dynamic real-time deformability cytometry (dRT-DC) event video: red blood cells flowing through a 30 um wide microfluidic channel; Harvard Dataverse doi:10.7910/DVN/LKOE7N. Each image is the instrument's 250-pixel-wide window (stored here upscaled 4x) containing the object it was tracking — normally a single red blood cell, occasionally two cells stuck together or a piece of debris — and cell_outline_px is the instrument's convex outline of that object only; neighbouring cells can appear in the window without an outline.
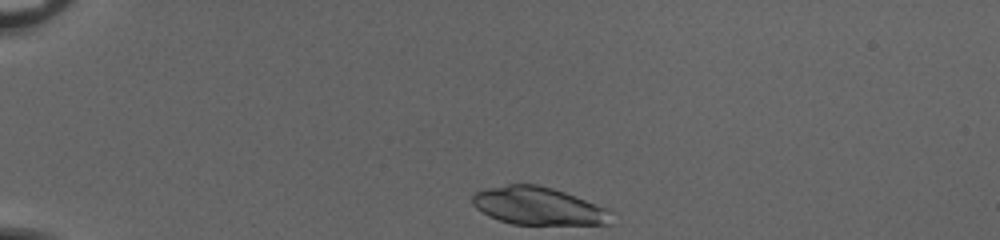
{"species": "common noctule bat (a hibernating species)", "species_latin": "Nyctalus noctula", "temperature_condition": "cold", "stored_images_in_passage": 40, "camera_frame_rate_fps": 3000, "um_per_image_px": 0.085, "animal": {"sex": "female", "body_mass_g": 20.0, "forearm_length_mm": 54.0}, "frame": {"image": 1, "passage_image": 1, "time_ms": 0.0, "image_size_px": [1000, 240], "cell_outline_px": [[612, 224], [512, 224], [488, 216], [476, 208], [472, 204], [472, 196], [476, 192], [488, 188], [508, 184], [536, 184], [552, 188], [612, 208]], "centroid_in_image_um": [45.82, 17.51], "position_along_channel_um": 39.2, "area_um2": 30.81}}
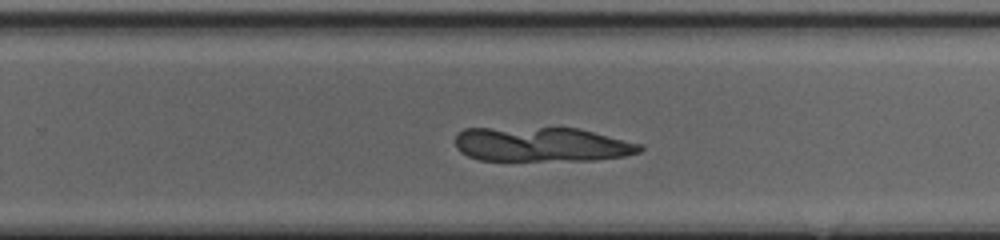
{"frame": {"image": 2, "passage_image": 24, "time_ms": 7.667, "image_size_px": [1000, 240], "cell_outline_px": [[644, 148], [640, 152], [624, 156], [596, 160], [480, 160], [468, 156], [460, 152], [456, 148], [456, 132], [464, 128], [580, 128], [644, 144]], "centroid_in_image_um": [46.07, 12.27], "position_along_channel_um": 283.7, "area_um2": 37.45}}
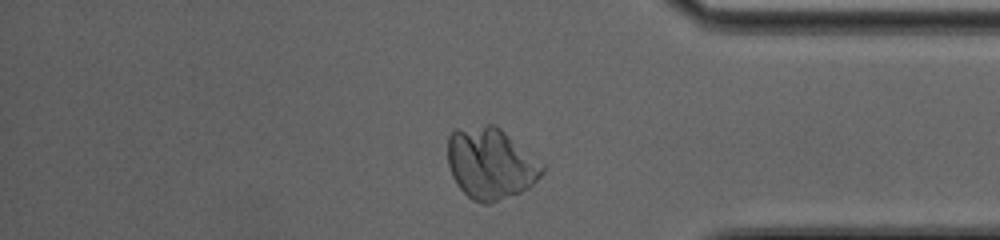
{"frame": {"image": 3, "passage_image": 33, "time_ms": 10.667, "image_size_px": [1000, 240], "cell_outline_px": [[544, 172], [528, 188], [520, 192], [488, 204], [484, 204], [472, 200], [456, 184], [452, 176], [448, 164], [448, 136], [456, 128], [488, 124], [496, 124], [544, 164]], "centroid_in_image_um": [41.69, 13.88], "position_along_channel_um": 393.5, "area_um2": 39.42}}